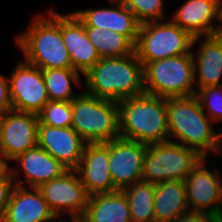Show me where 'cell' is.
I'll list each match as a JSON object with an SVG mask.
<instances>
[{"label": "cell", "instance_id": "obj_13", "mask_svg": "<svg viewBox=\"0 0 222 222\" xmlns=\"http://www.w3.org/2000/svg\"><path fill=\"white\" fill-rule=\"evenodd\" d=\"M38 114L10 110L3 114L1 153L11 162L38 144Z\"/></svg>", "mask_w": 222, "mask_h": 222}, {"label": "cell", "instance_id": "obj_14", "mask_svg": "<svg viewBox=\"0 0 222 222\" xmlns=\"http://www.w3.org/2000/svg\"><path fill=\"white\" fill-rule=\"evenodd\" d=\"M76 171L89 197L118 190L109 170V142L87 143Z\"/></svg>", "mask_w": 222, "mask_h": 222}, {"label": "cell", "instance_id": "obj_2", "mask_svg": "<svg viewBox=\"0 0 222 222\" xmlns=\"http://www.w3.org/2000/svg\"><path fill=\"white\" fill-rule=\"evenodd\" d=\"M46 13L33 17L26 32L16 35L15 44L23 53L24 61L42 70L72 68L63 43L61 14L51 9Z\"/></svg>", "mask_w": 222, "mask_h": 222}, {"label": "cell", "instance_id": "obj_9", "mask_svg": "<svg viewBox=\"0 0 222 222\" xmlns=\"http://www.w3.org/2000/svg\"><path fill=\"white\" fill-rule=\"evenodd\" d=\"M38 189L61 221L79 220L83 216L89 196L76 170H67Z\"/></svg>", "mask_w": 222, "mask_h": 222}, {"label": "cell", "instance_id": "obj_5", "mask_svg": "<svg viewBox=\"0 0 222 222\" xmlns=\"http://www.w3.org/2000/svg\"><path fill=\"white\" fill-rule=\"evenodd\" d=\"M71 127L86 143H107L120 137L118 102L81 91L72 100Z\"/></svg>", "mask_w": 222, "mask_h": 222}, {"label": "cell", "instance_id": "obj_28", "mask_svg": "<svg viewBox=\"0 0 222 222\" xmlns=\"http://www.w3.org/2000/svg\"><path fill=\"white\" fill-rule=\"evenodd\" d=\"M164 0H124L123 4L135 15L140 24L167 20Z\"/></svg>", "mask_w": 222, "mask_h": 222}, {"label": "cell", "instance_id": "obj_11", "mask_svg": "<svg viewBox=\"0 0 222 222\" xmlns=\"http://www.w3.org/2000/svg\"><path fill=\"white\" fill-rule=\"evenodd\" d=\"M203 157L184 180L187 201L191 211L214 215L222 208V177L219 170L206 167Z\"/></svg>", "mask_w": 222, "mask_h": 222}, {"label": "cell", "instance_id": "obj_37", "mask_svg": "<svg viewBox=\"0 0 222 222\" xmlns=\"http://www.w3.org/2000/svg\"><path fill=\"white\" fill-rule=\"evenodd\" d=\"M214 215L217 217V219H218L220 222H222V208L219 209Z\"/></svg>", "mask_w": 222, "mask_h": 222}, {"label": "cell", "instance_id": "obj_35", "mask_svg": "<svg viewBox=\"0 0 222 222\" xmlns=\"http://www.w3.org/2000/svg\"><path fill=\"white\" fill-rule=\"evenodd\" d=\"M222 124V121L220 122ZM222 129V127H221ZM222 131L219 133H216V155L217 157L220 155L222 152Z\"/></svg>", "mask_w": 222, "mask_h": 222}, {"label": "cell", "instance_id": "obj_26", "mask_svg": "<svg viewBox=\"0 0 222 222\" xmlns=\"http://www.w3.org/2000/svg\"><path fill=\"white\" fill-rule=\"evenodd\" d=\"M42 75L49 101H72L80 94L73 92L72 88L73 83L79 87L81 84V74L74 69H43Z\"/></svg>", "mask_w": 222, "mask_h": 222}, {"label": "cell", "instance_id": "obj_39", "mask_svg": "<svg viewBox=\"0 0 222 222\" xmlns=\"http://www.w3.org/2000/svg\"><path fill=\"white\" fill-rule=\"evenodd\" d=\"M107 1H116V2H123L124 0H107Z\"/></svg>", "mask_w": 222, "mask_h": 222}, {"label": "cell", "instance_id": "obj_38", "mask_svg": "<svg viewBox=\"0 0 222 222\" xmlns=\"http://www.w3.org/2000/svg\"><path fill=\"white\" fill-rule=\"evenodd\" d=\"M205 222H220L215 215H211Z\"/></svg>", "mask_w": 222, "mask_h": 222}, {"label": "cell", "instance_id": "obj_3", "mask_svg": "<svg viewBox=\"0 0 222 222\" xmlns=\"http://www.w3.org/2000/svg\"><path fill=\"white\" fill-rule=\"evenodd\" d=\"M118 106L120 137L147 146L169 140L167 98L144 93Z\"/></svg>", "mask_w": 222, "mask_h": 222}, {"label": "cell", "instance_id": "obj_20", "mask_svg": "<svg viewBox=\"0 0 222 222\" xmlns=\"http://www.w3.org/2000/svg\"><path fill=\"white\" fill-rule=\"evenodd\" d=\"M199 41L195 52L194 46ZM192 53L196 90L222 85V38L212 35L194 37Z\"/></svg>", "mask_w": 222, "mask_h": 222}, {"label": "cell", "instance_id": "obj_29", "mask_svg": "<svg viewBox=\"0 0 222 222\" xmlns=\"http://www.w3.org/2000/svg\"><path fill=\"white\" fill-rule=\"evenodd\" d=\"M195 96L202 110L215 123L222 121V85L200 88Z\"/></svg>", "mask_w": 222, "mask_h": 222}, {"label": "cell", "instance_id": "obj_10", "mask_svg": "<svg viewBox=\"0 0 222 222\" xmlns=\"http://www.w3.org/2000/svg\"><path fill=\"white\" fill-rule=\"evenodd\" d=\"M13 110L38 114L49 101L42 69L21 60L8 76Z\"/></svg>", "mask_w": 222, "mask_h": 222}, {"label": "cell", "instance_id": "obj_8", "mask_svg": "<svg viewBox=\"0 0 222 222\" xmlns=\"http://www.w3.org/2000/svg\"><path fill=\"white\" fill-rule=\"evenodd\" d=\"M202 158L194 149L170 140L148 145L143 159L142 180L153 184L184 181Z\"/></svg>", "mask_w": 222, "mask_h": 222}, {"label": "cell", "instance_id": "obj_25", "mask_svg": "<svg viewBox=\"0 0 222 222\" xmlns=\"http://www.w3.org/2000/svg\"><path fill=\"white\" fill-rule=\"evenodd\" d=\"M132 222H156L154 212L155 184L139 181L123 189Z\"/></svg>", "mask_w": 222, "mask_h": 222}, {"label": "cell", "instance_id": "obj_33", "mask_svg": "<svg viewBox=\"0 0 222 222\" xmlns=\"http://www.w3.org/2000/svg\"><path fill=\"white\" fill-rule=\"evenodd\" d=\"M220 21L221 25H214L212 29V36H217L222 38V0L217 1L216 13H215V23Z\"/></svg>", "mask_w": 222, "mask_h": 222}, {"label": "cell", "instance_id": "obj_12", "mask_svg": "<svg viewBox=\"0 0 222 222\" xmlns=\"http://www.w3.org/2000/svg\"><path fill=\"white\" fill-rule=\"evenodd\" d=\"M147 145L118 137L109 141V170L118 190L142 180Z\"/></svg>", "mask_w": 222, "mask_h": 222}, {"label": "cell", "instance_id": "obj_21", "mask_svg": "<svg viewBox=\"0 0 222 222\" xmlns=\"http://www.w3.org/2000/svg\"><path fill=\"white\" fill-rule=\"evenodd\" d=\"M218 0H186L170 15L171 21L193 38L211 35Z\"/></svg>", "mask_w": 222, "mask_h": 222}, {"label": "cell", "instance_id": "obj_31", "mask_svg": "<svg viewBox=\"0 0 222 222\" xmlns=\"http://www.w3.org/2000/svg\"><path fill=\"white\" fill-rule=\"evenodd\" d=\"M12 109L8 76L0 74V114Z\"/></svg>", "mask_w": 222, "mask_h": 222}, {"label": "cell", "instance_id": "obj_1", "mask_svg": "<svg viewBox=\"0 0 222 222\" xmlns=\"http://www.w3.org/2000/svg\"><path fill=\"white\" fill-rule=\"evenodd\" d=\"M82 82L87 94L117 102L145 93L143 65L136 53L101 58L84 75Z\"/></svg>", "mask_w": 222, "mask_h": 222}, {"label": "cell", "instance_id": "obj_17", "mask_svg": "<svg viewBox=\"0 0 222 222\" xmlns=\"http://www.w3.org/2000/svg\"><path fill=\"white\" fill-rule=\"evenodd\" d=\"M61 31L72 69L84 76L101 59L96 48L89 41L84 23L74 12L62 13Z\"/></svg>", "mask_w": 222, "mask_h": 222}, {"label": "cell", "instance_id": "obj_30", "mask_svg": "<svg viewBox=\"0 0 222 222\" xmlns=\"http://www.w3.org/2000/svg\"><path fill=\"white\" fill-rule=\"evenodd\" d=\"M15 182L10 173L5 179L0 180V222L3 221L7 204L9 203Z\"/></svg>", "mask_w": 222, "mask_h": 222}, {"label": "cell", "instance_id": "obj_4", "mask_svg": "<svg viewBox=\"0 0 222 222\" xmlns=\"http://www.w3.org/2000/svg\"><path fill=\"white\" fill-rule=\"evenodd\" d=\"M167 116L170 141L194 149L202 157L216 153L215 123L195 95L167 98Z\"/></svg>", "mask_w": 222, "mask_h": 222}, {"label": "cell", "instance_id": "obj_34", "mask_svg": "<svg viewBox=\"0 0 222 222\" xmlns=\"http://www.w3.org/2000/svg\"><path fill=\"white\" fill-rule=\"evenodd\" d=\"M9 160L0 153V180L5 179L11 173V167L9 166Z\"/></svg>", "mask_w": 222, "mask_h": 222}, {"label": "cell", "instance_id": "obj_32", "mask_svg": "<svg viewBox=\"0 0 222 222\" xmlns=\"http://www.w3.org/2000/svg\"><path fill=\"white\" fill-rule=\"evenodd\" d=\"M211 214L202 211H187L178 216L173 222H205Z\"/></svg>", "mask_w": 222, "mask_h": 222}, {"label": "cell", "instance_id": "obj_16", "mask_svg": "<svg viewBox=\"0 0 222 222\" xmlns=\"http://www.w3.org/2000/svg\"><path fill=\"white\" fill-rule=\"evenodd\" d=\"M25 179H18L20 170L11 169L15 185L38 188L41 184L60 177L67 169L38 145L18 155L15 159ZM28 185V186H26Z\"/></svg>", "mask_w": 222, "mask_h": 222}, {"label": "cell", "instance_id": "obj_18", "mask_svg": "<svg viewBox=\"0 0 222 222\" xmlns=\"http://www.w3.org/2000/svg\"><path fill=\"white\" fill-rule=\"evenodd\" d=\"M2 222H61V220L51 210L38 188L15 185Z\"/></svg>", "mask_w": 222, "mask_h": 222}, {"label": "cell", "instance_id": "obj_15", "mask_svg": "<svg viewBox=\"0 0 222 222\" xmlns=\"http://www.w3.org/2000/svg\"><path fill=\"white\" fill-rule=\"evenodd\" d=\"M86 141L72 127L38 124V146L47 151L67 170H76Z\"/></svg>", "mask_w": 222, "mask_h": 222}, {"label": "cell", "instance_id": "obj_22", "mask_svg": "<svg viewBox=\"0 0 222 222\" xmlns=\"http://www.w3.org/2000/svg\"><path fill=\"white\" fill-rule=\"evenodd\" d=\"M80 222H132L123 190L89 197Z\"/></svg>", "mask_w": 222, "mask_h": 222}, {"label": "cell", "instance_id": "obj_7", "mask_svg": "<svg viewBox=\"0 0 222 222\" xmlns=\"http://www.w3.org/2000/svg\"><path fill=\"white\" fill-rule=\"evenodd\" d=\"M193 37L171 20L140 24L135 53L143 67L148 62L192 52Z\"/></svg>", "mask_w": 222, "mask_h": 222}, {"label": "cell", "instance_id": "obj_36", "mask_svg": "<svg viewBox=\"0 0 222 222\" xmlns=\"http://www.w3.org/2000/svg\"><path fill=\"white\" fill-rule=\"evenodd\" d=\"M2 124H3V114H0V153H1V132H2Z\"/></svg>", "mask_w": 222, "mask_h": 222}, {"label": "cell", "instance_id": "obj_6", "mask_svg": "<svg viewBox=\"0 0 222 222\" xmlns=\"http://www.w3.org/2000/svg\"><path fill=\"white\" fill-rule=\"evenodd\" d=\"M144 92L149 95L188 97L196 94L193 53L148 62L143 67Z\"/></svg>", "mask_w": 222, "mask_h": 222}, {"label": "cell", "instance_id": "obj_24", "mask_svg": "<svg viewBox=\"0 0 222 222\" xmlns=\"http://www.w3.org/2000/svg\"><path fill=\"white\" fill-rule=\"evenodd\" d=\"M89 41L101 58L128 56L135 53V44L125 35L100 27H85Z\"/></svg>", "mask_w": 222, "mask_h": 222}, {"label": "cell", "instance_id": "obj_19", "mask_svg": "<svg viewBox=\"0 0 222 222\" xmlns=\"http://www.w3.org/2000/svg\"><path fill=\"white\" fill-rule=\"evenodd\" d=\"M111 8L73 11L85 27H100L127 36L136 44L140 23L123 2L110 1Z\"/></svg>", "mask_w": 222, "mask_h": 222}, {"label": "cell", "instance_id": "obj_27", "mask_svg": "<svg viewBox=\"0 0 222 222\" xmlns=\"http://www.w3.org/2000/svg\"><path fill=\"white\" fill-rule=\"evenodd\" d=\"M38 124L52 127H71L72 101H48L38 113Z\"/></svg>", "mask_w": 222, "mask_h": 222}, {"label": "cell", "instance_id": "obj_23", "mask_svg": "<svg viewBox=\"0 0 222 222\" xmlns=\"http://www.w3.org/2000/svg\"><path fill=\"white\" fill-rule=\"evenodd\" d=\"M189 210L184 181L168 180L155 184L156 222H173Z\"/></svg>", "mask_w": 222, "mask_h": 222}]
</instances>
